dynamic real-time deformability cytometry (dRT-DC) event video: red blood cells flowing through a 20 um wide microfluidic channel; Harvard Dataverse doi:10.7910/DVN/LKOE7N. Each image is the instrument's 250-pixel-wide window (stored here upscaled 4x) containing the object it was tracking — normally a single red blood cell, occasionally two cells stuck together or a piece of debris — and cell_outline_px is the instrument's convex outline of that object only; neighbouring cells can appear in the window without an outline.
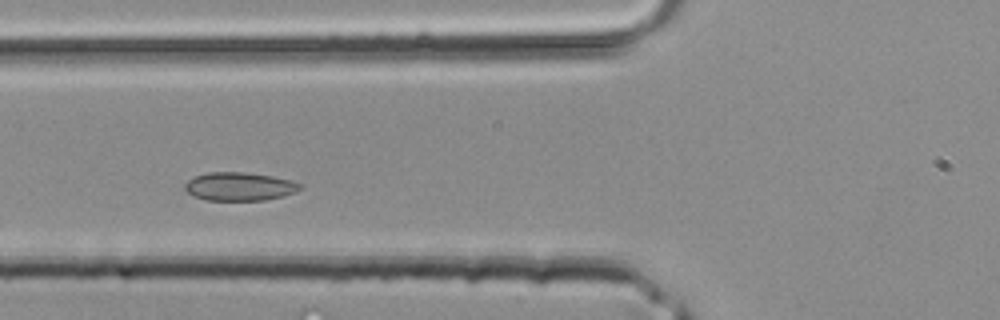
{"species": "common noctule bat (a hibernating species)", "species_latin": "Nyctalus noctula", "temperature_condition": "room temperature", "stored_images_in_passage": 34, "camera_frame_rate_fps": 3000, "um_per_image_px": 0.085, "animal": {"sex": "male", "body_mass_g": 20.4}, "frame": {"image": 1, "passage_image": 8, "time_ms": 2.333, "image_size_px": [1000, 320], "cell_outline_px": [[304, 188], [296, 192], [284, 196], [264, 200], [208, 200], [196, 196], [188, 192], [184, 188], [184, 184], [188, 180], [196, 176], [208, 172], [244, 172], [272, 176], [304, 184]], "centroid_in_image_um": [20.4, 15.85], "position_along_channel_um": 105.4, "area_um2": 19.02}}
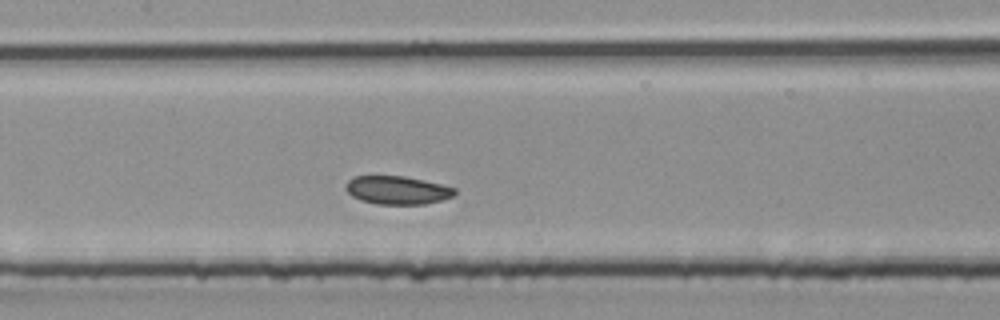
{"frame": {"image": 2, "passage_image": 12, "time_ms": 3.667, "image_size_px": [1000, 320], "cell_outline_px": [[456, 192], [452, 196], [440, 200], [424, 204], [376, 204], [360, 200], [352, 196], [344, 188], [348, 180], [352, 176], [404, 176], [424, 180], [456, 188]], "centroid_in_image_um": [33.73, 16.16], "position_along_channel_um": 173.7, "area_um2": 17.92}}
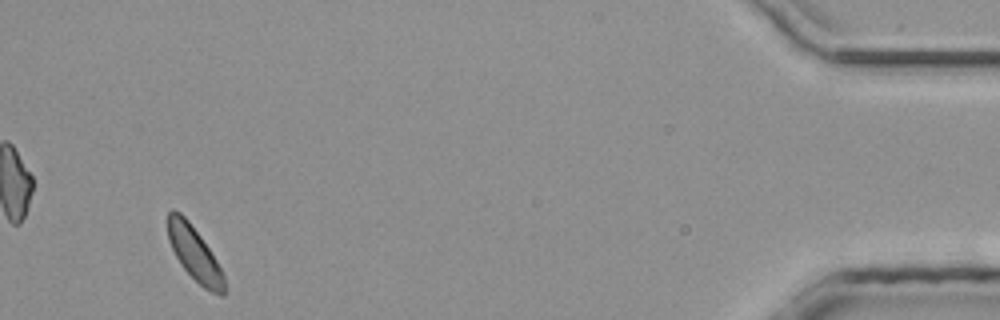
{"frame": {"image": 3, "passage_image": 31, "time_ms": 10.0, "image_size_px": [1000, 320], "cell_outline_px": [[224, 296], [220, 296], [204, 288], [180, 264], [168, 240], [168, 212], [172, 208], [180, 212], [188, 220], [200, 236], [216, 260], [224, 276]], "centroid_in_image_um": [16.51, 21.54], "position_along_channel_um": 418.7, "area_um2": 17.4}}